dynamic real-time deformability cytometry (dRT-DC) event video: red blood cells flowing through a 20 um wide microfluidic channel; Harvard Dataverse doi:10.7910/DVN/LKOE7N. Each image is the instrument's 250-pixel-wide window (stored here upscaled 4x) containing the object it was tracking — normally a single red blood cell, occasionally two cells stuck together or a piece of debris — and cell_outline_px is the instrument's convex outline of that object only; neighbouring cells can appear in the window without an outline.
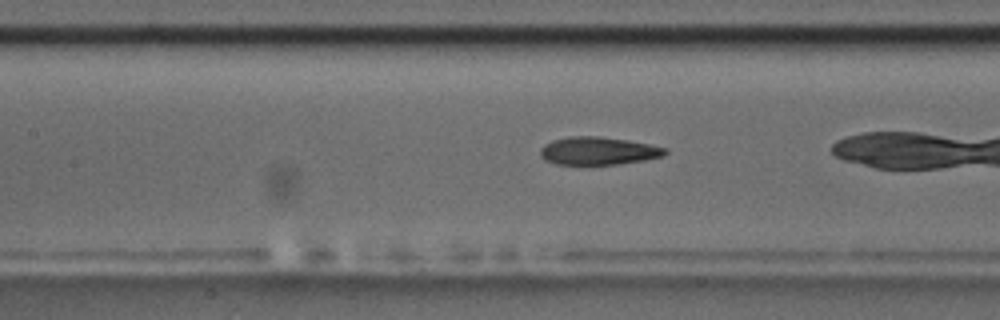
{"species": "common noctule bat (a hibernating species)", "species_latin": "Nyctalus noctula", "temperature_condition": "room temperature", "stored_images_in_passage": 40, "camera_frame_rate_fps": 3000, "um_per_image_px": 0.085, "animal": {"sex": "male", "body_mass_g": 17.5, "forearm_length_mm": 52.3}, "frame": {"image": 1, "passage_image": 21, "time_ms": 6.667, "image_size_px": [1000, 320], "cell_outline_px": [[668, 152], [664, 156], [644, 160], [616, 164], [556, 164], [544, 160], [540, 156], [540, 148], [544, 144], [552, 140], [568, 136], [600, 136], [628, 140], [668, 148]], "centroid_in_image_um": [50.83, 12.81], "position_along_channel_um": 156.6, "area_um2": 20.4}}
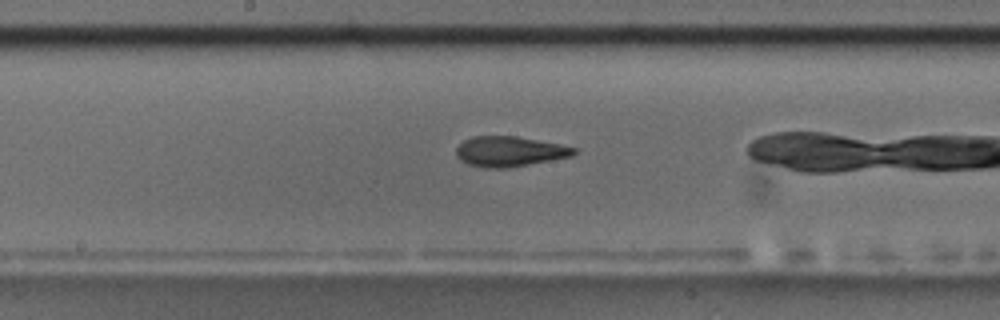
{"frame": {"image": 2, "passage_image": 25, "time_ms": 8.0, "image_size_px": [1000, 320], "cell_outline_px": [[576, 152], [572, 156], [508, 168], [484, 168], [468, 164], [460, 160], [456, 156], [456, 148], [464, 140], [472, 136], [516, 136], [576, 148]], "centroid_in_image_um": [43.25, 12.88], "position_along_channel_um": 204.9, "area_um2": 20.52}}